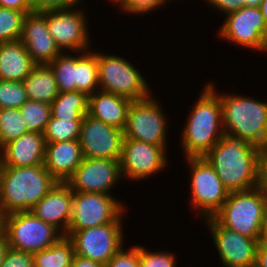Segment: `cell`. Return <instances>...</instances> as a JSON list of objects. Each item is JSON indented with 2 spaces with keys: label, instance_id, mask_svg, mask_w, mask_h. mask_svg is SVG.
I'll use <instances>...</instances> for the list:
<instances>
[{
  "label": "cell",
  "instance_id": "1",
  "mask_svg": "<svg viewBox=\"0 0 267 267\" xmlns=\"http://www.w3.org/2000/svg\"><path fill=\"white\" fill-rule=\"evenodd\" d=\"M229 192L263 184L264 150L227 133L204 156Z\"/></svg>",
  "mask_w": 267,
  "mask_h": 267
},
{
  "label": "cell",
  "instance_id": "2",
  "mask_svg": "<svg viewBox=\"0 0 267 267\" xmlns=\"http://www.w3.org/2000/svg\"><path fill=\"white\" fill-rule=\"evenodd\" d=\"M182 128L180 146L186 158L204 157L223 137L219 96L206 84Z\"/></svg>",
  "mask_w": 267,
  "mask_h": 267
},
{
  "label": "cell",
  "instance_id": "3",
  "mask_svg": "<svg viewBox=\"0 0 267 267\" xmlns=\"http://www.w3.org/2000/svg\"><path fill=\"white\" fill-rule=\"evenodd\" d=\"M220 98L224 133L244 138L265 150L267 147V102L239 94L218 92L215 83L207 84ZM220 93V94H219Z\"/></svg>",
  "mask_w": 267,
  "mask_h": 267
},
{
  "label": "cell",
  "instance_id": "4",
  "mask_svg": "<svg viewBox=\"0 0 267 267\" xmlns=\"http://www.w3.org/2000/svg\"><path fill=\"white\" fill-rule=\"evenodd\" d=\"M57 182L44 165L3 167L0 176V207L6 215L30 211Z\"/></svg>",
  "mask_w": 267,
  "mask_h": 267
},
{
  "label": "cell",
  "instance_id": "5",
  "mask_svg": "<svg viewBox=\"0 0 267 267\" xmlns=\"http://www.w3.org/2000/svg\"><path fill=\"white\" fill-rule=\"evenodd\" d=\"M266 204L267 189L264 184L229 192L221 209L213 217L223 227L250 238H259Z\"/></svg>",
  "mask_w": 267,
  "mask_h": 267
},
{
  "label": "cell",
  "instance_id": "6",
  "mask_svg": "<svg viewBox=\"0 0 267 267\" xmlns=\"http://www.w3.org/2000/svg\"><path fill=\"white\" fill-rule=\"evenodd\" d=\"M99 90L131 101L148 98L152 90L143 73L121 55L97 51Z\"/></svg>",
  "mask_w": 267,
  "mask_h": 267
},
{
  "label": "cell",
  "instance_id": "7",
  "mask_svg": "<svg viewBox=\"0 0 267 267\" xmlns=\"http://www.w3.org/2000/svg\"><path fill=\"white\" fill-rule=\"evenodd\" d=\"M190 171V203L199 217H213L226 201L229 191L224 187L215 169L204 157L185 159Z\"/></svg>",
  "mask_w": 267,
  "mask_h": 267
},
{
  "label": "cell",
  "instance_id": "8",
  "mask_svg": "<svg viewBox=\"0 0 267 267\" xmlns=\"http://www.w3.org/2000/svg\"><path fill=\"white\" fill-rule=\"evenodd\" d=\"M123 213L115 222L78 231H67L75 255L106 265L125 244Z\"/></svg>",
  "mask_w": 267,
  "mask_h": 267
},
{
  "label": "cell",
  "instance_id": "9",
  "mask_svg": "<svg viewBox=\"0 0 267 267\" xmlns=\"http://www.w3.org/2000/svg\"><path fill=\"white\" fill-rule=\"evenodd\" d=\"M4 233L10 248L32 254L49 248L63 237L55 227L30 211L7 214Z\"/></svg>",
  "mask_w": 267,
  "mask_h": 267
},
{
  "label": "cell",
  "instance_id": "10",
  "mask_svg": "<svg viewBox=\"0 0 267 267\" xmlns=\"http://www.w3.org/2000/svg\"><path fill=\"white\" fill-rule=\"evenodd\" d=\"M150 95L148 98L132 101L126 124L123 129L124 137L141 142L167 146L168 118L161 109L159 100Z\"/></svg>",
  "mask_w": 267,
  "mask_h": 267
},
{
  "label": "cell",
  "instance_id": "11",
  "mask_svg": "<svg viewBox=\"0 0 267 267\" xmlns=\"http://www.w3.org/2000/svg\"><path fill=\"white\" fill-rule=\"evenodd\" d=\"M127 208L114 195L73 192L68 231H78L115 222Z\"/></svg>",
  "mask_w": 267,
  "mask_h": 267
},
{
  "label": "cell",
  "instance_id": "12",
  "mask_svg": "<svg viewBox=\"0 0 267 267\" xmlns=\"http://www.w3.org/2000/svg\"><path fill=\"white\" fill-rule=\"evenodd\" d=\"M224 18L218 30L220 39L245 50L267 53V30L259 7H243Z\"/></svg>",
  "mask_w": 267,
  "mask_h": 267
},
{
  "label": "cell",
  "instance_id": "13",
  "mask_svg": "<svg viewBox=\"0 0 267 267\" xmlns=\"http://www.w3.org/2000/svg\"><path fill=\"white\" fill-rule=\"evenodd\" d=\"M78 6L46 11L48 30L62 52L89 51L91 48L86 11Z\"/></svg>",
  "mask_w": 267,
  "mask_h": 267
},
{
  "label": "cell",
  "instance_id": "14",
  "mask_svg": "<svg viewBox=\"0 0 267 267\" xmlns=\"http://www.w3.org/2000/svg\"><path fill=\"white\" fill-rule=\"evenodd\" d=\"M167 146H157L124 137L120 169L122 178L129 181L149 179L160 172H164L169 165Z\"/></svg>",
  "mask_w": 267,
  "mask_h": 267
},
{
  "label": "cell",
  "instance_id": "15",
  "mask_svg": "<svg viewBox=\"0 0 267 267\" xmlns=\"http://www.w3.org/2000/svg\"><path fill=\"white\" fill-rule=\"evenodd\" d=\"M223 267H254L259 238L223 227L214 217L204 219Z\"/></svg>",
  "mask_w": 267,
  "mask_h": 267
},
{
  "label": "cell",
  "instance_id": "16",
  "mask_svg": "<svg viewBox=\"0 0 267 267\" xmlns=\"http://www.w3.org/2000/svg\"><path fill=\"white\" fill-rule=\"evenodd\" d=\"M123 130L86 114L81 122L79 143L83 158L120 160Z\"/></svg>",
  "mask_w": 267,
  "mask_h": 267
},
{
  "label": "cell",
  "instance_id": "17",
  "mask_svg": "<svg viewBox=\"0 0 267 267\" xmlns=\"http://www.w3.org/2000/svg\"><path fill=\"white\" fill-rule=\"evenodd\" d=\"M119 160L83 158L66 181L73 192L110 193L122 180Z\"/></svg>",
  "mask_w": 267,
  "mask_h": 267
},
{
  "label": "cell",
  "instance_id": "18",
  "mask_svg": "<svg viewBox=\"0 0 267 267\" xmlns=\"http://www.w3.org/2000/svg\"><path fill=\"white\" fill-rule=\"evenodd\" d=\"M20 41L37 65L51 63L62 51L46 24V11L25 15Z\"/></svg>",
  "mask_w": 267,
  "mask_h": 267
},
{
  "label": "cell",
  "instance_id": "19",
  "mask_svg": "<svg viewBox=\"0 0 267 267\" xmlns=\"http://www.w3.org/2000/svg\"><path fill=\"white\" fill-rule=\"evenodd\" d=\"M73 191L66 182H57L30 212L66 236L70 222Z\"/></svg>",
  "mask_w": 267,
  "mask_h": 267
},
{
  "label": "cell",
  "instance_id": "20",
  "mask_svg": "<svg viewBox=\"0 0 267 267\" xmlns=\"http://www.w3.org/2000/svg\"><path fill=\"white\" fill-rule=\"evenodd\" d=\"M45 146L44 134L27 132L2 147L3 167L43 165Z\"/></svg>",
  "mask_w": 267,
  "mask_h": 267
},
{
  "label": "cell",
  "instance_id": "21",
  "mask_svg": "<svg viewBox=\"0 0 267 267\" xmlns=\"http://www.w3.org/2000/svg\"><path fill=\"white\" fill-rule=\"evenodd\" d=\"M82 160L79 139L46 143L43 165L58 182H66Z\"/></svg>",
  "mask_w": 267,
  "mask_h": 267
},
{
  "label": "cell",
  "instance_id": "22",
  "mask_svg": "<svg viewBox=\"0 0 267 267\" xmlns=\"http://www.w3.org/2000/svg\"><path fill=\"white\" fill-rule=\"evenodd\" d=\"M131 103L130 99L97 90L89 96L88 115L123 130Z\"/></svg>",
  "mask_w": 267,
  "mask_h": 267
},
{
  "label": "cell",
  "instance_id": "23",
  "mask_svg": "<svg viewBox=\"0 0 267 267\" xmlns=\"http://www.w3.org/2000/svg\"><path fill=\"white\" fill-rule=\"evenodd\" d=\"M36 65L20 40L0 43V80L23 81Z\"/></svg>",
  "mask_w": 267,
  "mask_h": 267
},
{
  "label": "cell",
  "instance_id": "24",
  "mask_svg": "<svg viewBox=\"0 0 267 267\" xmlns=\"http://www.w3.org/2000/svg\"><path fill=\"white\" fill-rule=\"evenodd\" d=\"M23 83L30 100L51 104L59 94L55 75L48 64L36 65Z\"/></svg>",
  "mask_w": 267,
  "mask_h": 267
},
{
  "label": "cell",
  "instance_id": "25",
  "mask_svg": "<svg viewBox=\"0 0 267 267\" xmlns=\"http://www.w3.org/2000/svg\"><path fill=\"white\" fill-rule=\"evenodd\" d=\"M89 96L80 91L59 92L50 104L51 113L58 119H83L88 114Z\"/></svg>",
  "mask_w": 267,
  "mask_h": 267
},
{
  "label": "cell",
  "instance_id": "26",
  "mask_svg": "<svg viewBox=\"0 0 267 267\" xmlns=\"http://www.w3.org/2000/svg\"><path fill=\"white\" fill-rule=\"evenodd\" d=\"M74 255L72 241L63 236L49 248L33 253V263L36 267H71Z\"/></svg>",
  "mask_w": 267,
  "mask_h": 267
},
{
  "label": "cell",
  "instance_id": "27",
  "mask_svg": "<svg viewBox=\"0 0 267 267\" xmlns=\"http://www.w3.org/2000/svg\"><path fill=\"white\" fill-rule=\"evenodd\" d=\"M97 90H99V77L96 50L77 51L76 91L90 96Z\"/></svg>",
  "mask_w": 267,
  "mask_h": 267
},
{
  "label": "cell",
  "instance_id": "28",
  "mask_svg": "<svg viewBox=\"0 0 267 267\" xmlns=\"http://www.w3.org/2000/svg\"><path fill=\"white\" fill-rule=\"evenodd\" d=\"M72 55L61 52L48 65L52 69L59 92L76 91L77 82V51Z\"/></svg>",
  "mask_w": 267,
  "mask_h": 267
},
{
  "label": "cell",
  "instance_id": "29",
  "mask_svg": "<svg viewBox=\"0 0 267 267\" xmlns=\"http://www.w3.org/2000/svg\"><path fill=\"white\" fill-rule=\"evenodd\" d=\"M19 109L27 131L44 134L52 116L50 104L28 99Z\"/></svg>",
  "mask_w": 267,
  "mask_h": 267
},
{
  "label": "cell",
  "instance_id": "30",
  "mask_svg": "<svg viewBox=\"0 0 267 267\" xmlns=\"http://www.w3.org/2000/svg\"><path fill=\"white\" fill-rule=\"evenodd\" d=\"M19 108L0 109V147L27 133Z\"/></svg>",
  "mask_w": 267,
  "mask_h": 267
},
{
  "label": "cell",
  "instance_id": "31",
  "mask_svg": "<svg viewBox=\"0 0 267 267\" xmlns=\"http://www.w3.org/2000/svg\"><path fill=\"white\" fill-rule=\"evenodd\" d=\"M82 119H58L51 116L44 131L46 143L72 141L80 137Z\"/></svg>",
  "mask_w": 267,
  "mask_h": 267
},
{
  "label": "cell",
  "instance_id": "32",
  "mask_svg": "<svg viewBox=\"0 0 267 267\" xmlns=\"http://www.w3.org/2000/svg\"><path fill=\"white\" fill-rule=\"evenodd\" d=\"M25 15L22 11L0 7V43L20 40Z\"/></svg>",
  "mask_w": 267,
  "mask_h": 267
},
{
  "label": "cell",
  "instance_id": "33",
  "mask_svg": "<svg viewBox=\"0 0 267 267\" xmlns=\"http://www.w3.org/2000/svg\"><path fill=\"white\" fill-rule=\"evenodd\" d=\"M27 100L23 81L0 80V109L20 108Z\"/></svg>",
  "mask_w": 267,
  "mask_h": 267
},
{
  "label": "cell",
  "instance_id": "34",
  "mask_svg": "<svg viewBox=\"0 0 267 267\" xmlns=\"http://www.w3.org/2000/svg\"><path fill=\"white\" fill-rule=\"evenodd\" d=\"M175 254L169 251H149L143 245H139L140 267H176Z\"/></svg>",
  "mask_w": 267,
  "mask_h": 267
},
{
  "label": "cell",
  "instance_id": "35",
  "mask_svg": "<svg viewBox=\"0 0 267 267\" xmlns=\"http://www.w3.org/2000/svg\"><path fill=\"white\" fill-rule=\"evenodd\" d=\"M171 0H127V2L119 9L123 11V13H129L133 15H141L142 14H150L151 12H155L153 10H159L162 6L166 7V3Z\"/></svg>",
  "mask_w": 267,
  "mask_h": 267
},
{
  "label": "cell",
  "instance_id": "36",
  "mask_svg": "<svg viewBox=\"0 0 267 267\" xmlns=\"http://www.w3.org/2000/svg\"><path fill=\"white\" fill-rule=\"evenodd\" d=\"M130 249L122 248L107 262L106 267H140L139 245H133Z\"/></svg>",
  "mask_w": 267,
  "mask_h": 267
},
{
  "label": "cell",
  "instance_id": "37",
  "mask_svg": "<svg viewBox=\"0 0 267 267\" xmlns=\"http://www.w3.org/2000/svg\"><path fill=\"white\" fill-rule=\"evenodd\" d=\"M84 0H28L34 12L67 9L80 4Z\"/></svg>",
  "mask_w": 267,
  "mask_h": 267
},
{
  "label": "cell",
  "instance_id": "38",
  "mask_svg": "<svg viewBox=\"0 0 267 267\" xmlns=\"http://www.w3.org/2000/svg\"><path fill=\"white\" fill-rule=\"evenodd\" d=\"M33 262V254L8 248L0 267H29Z\"/></svg>",
  "mask_w": 267,
  "mask_h": 267
},
{
  "label": "cell",
  "instance_id": "39",
  "mask_svg": "<svg viewBox=\"0 0 267 267\" xmlns=\"http://www.w3.org/2000/svg\"><path fill=\"white\" fill-rule=\"evenodd\" d=\"M221 14H228L245 7V0H204Z\"/></svg>",
  "mask_w": 267,
  "mask_h": 267
},
{
  "label": "cell",
  "instance_id": "40",
  "mask_svg": "<svg viewBox=\"0 0 267 267\" xmlns=\"http://www.w3.org/2000/svg\"><path fill=\"white\" fill-rule=\"evenodd\" d=\"M0 7L22 11L25 14L33 12L28 0H0Z\"/></svg>",
  "mask_w": 267,
  "mask_h": 267
},
{
  "label": "cell",
  "instance_id": "41",
  "mask_svg": "<svg viewBox=\"0 0 267 267\" xmlns=\"http://www.w3.org/2000/svg\"><path fill=\"white\" fill-rule=\"evenodd\" d=\"M71 267H106V265L74 255Z\"/></svg>",
  "mask_w": 267,
  "mask_h": 267
},
{
  "label": "cell",
  "instance_id": "42",
  "mask_svg": "<svg viewBox=\"0 0 267 267\" xmlns=\"http://www.w3.org/2000/svg\"><path fill=\"white\" fill-rule=\"evenodd\" d=\"M254 267H267V246L258 245Z\"/></svg>",
  "mask_w": 267,
  "mask_h": 267
},
{
  "label": "cell",
  "instance_id": "43",
  "mask_svg": "<svg viewBox=\"0 0 267 267\" xmlns=\"http://www.w3.org/2000/svg\"><path fill=\"white\" fill-rule=\"evenodd\" d=\"M259 244L267 246V204L264 211V218L261 227V233L259 237Z\"/></svg>",
  "mask_w": 267,
  "mask_h": 267
},
{
  "label": "cell",
  "instance_id": "44",
  "mask_svg": "<svg viewBox=\"0 0 267 267\" xmlns=\"http://www.w3.org/2000/svg\"><path fill=\"white\" fill-rule=\"evenodd\" d=\"M9 246L7 244V239L5 233L0 235V266L3 263V259L5 256L6 251L8 250Z\"/></svg>",
  "mask_w": 267,
  "mask_h": 267
},
{
  "label": "cell",
  "instance_id": "45",
  "mask_svg": "<svg viewBox=\"0 0 267 267\" xmlns=\"http://www.w3.org/2000/svg\"><path fill=\"white\" fill-rule=\"evenodd\" d=\"M259 8H260V11L264 17L266 30H267V0H261V4H260Z\"/></svg>",
  "mask_w": 267,
  "mask_h": 267
},
{
  "label": "cell",
  "instance_id": "46",
  "mask_svg": "<svg viewBox=\"0 0 267 267\" xmlns=\"http://www.w3.org/2000/svg\"><path fill=\"white\" fill-rule=\"evenodd\" d=\"M5 217H6V214L4 213L3 209L0 207V235L4 234Z\"/></svg>",
  "mask_w": 267,
  "mask_h": 267
},
{
  "label": "cell",
  "instance_id": "47",
  "mask_svg": "<svg viewBox=\"0 0 267 267\" xmlns=\"http://www.w3.org/2000/svg\"><path fill=\"white\" fill-rule=\"evenodd\" d=\"M261 0H245V7H259Z\"/></svg>",
  "mask_w": 267,
  "mask_h": 267
},
{
  "label": "cell",
  "instance_id": "48",
  "mask_svg": "<svg viewBox=\"0 0 267 267\" xmlns=\"http://www.w3.org/2000/svg\"><path fill=\"white\" fill-rule=\"evenodd\" d=\"M263 184L266 186L267 189V162H264Z\"/></svg>",
  "mask_w": 267,
  "mask_h": 267
},
{
  "label": "cell",
  "instance_id": "49",
  "mask_svg": "<svg viewBox=\"0 0 267 267\" xmlns=\"http://www.w3.org/2000/svg\"><path fill=\"white\" fill-rule=\"evenodd\" d=\"M110 2L118 6L120 9L127 2V0H110Z\"/></svg>",
  "mask_w": 267,
  "mask_h": 267
},
{
  "label": "cell",
  "instance_id": "50",
  "mask_svg": "<svg viewBox=\"0 0 267 267\" xmlns=\"http://www.w3.org/2000/svg\"><path fill=\"white\" fill-rule=\"evenodd\" d=\"M2 169H3V152H2V148L0 147V176L2 173Z\"/></svg>",
  "mask_w": 267,
  "mask_h": 267
},
{
  "label": "cell",
  "instance_id": "51",
  "mask_svg": "<svg viewBox=\"0 0 267 267\" xmlns=\"http://www.w3.org/2000/svg\"><path fill=\"white\" fill-rule=\"evenodd\" d=\"M264 162H267V147L264 150Z\"/></svg>",
  "mask_w": 267,
  "mask_h": 267
},
{
  "label": "cell",
  "instance_id": "52",
  "mask_svg": "<svg viewBox=\"0 0 267 267\" xmlns=\"http://www.w3.org/2000/svg\"><path fill=\"white\" fill-rule=\"evenodd\" d=\"M29 267H36V265L32 262Z\"/></svg>",
  "mask_w": 267,
  "mask_h": 267
}]
</instances>
